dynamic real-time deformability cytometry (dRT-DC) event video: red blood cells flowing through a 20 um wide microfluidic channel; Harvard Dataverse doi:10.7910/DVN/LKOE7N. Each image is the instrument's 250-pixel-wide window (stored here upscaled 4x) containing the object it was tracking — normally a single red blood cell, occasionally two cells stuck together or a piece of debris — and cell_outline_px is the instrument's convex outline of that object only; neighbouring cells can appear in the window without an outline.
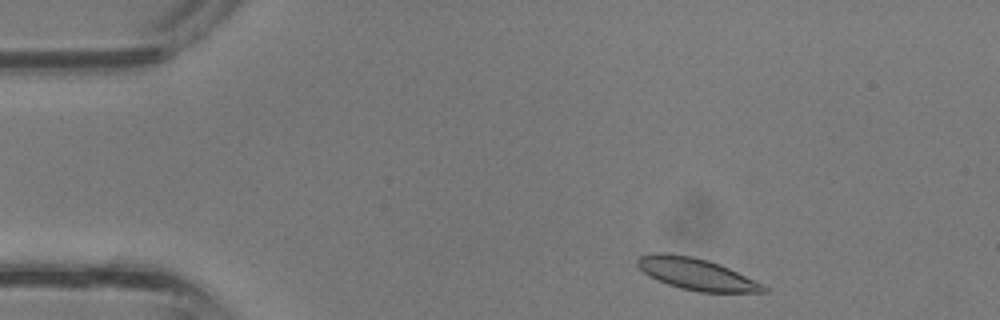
{"species": "common noctule bat (a hibernating species)", "species_latin": "Nyctalus noctula", "temperature_condition": "room temperature", "stored_images_in_passage": 35, "camera_frame_rate_fps": 3000, "um_per_image_px": 0.085, "animal": {"sex": "male", "body_mass_g": 13.3}, "frame": {"image": 1, "passage_image": 2, "time_ms": 0.333, "image_size_px": [1000, 320], "cell_outline_px": [[768, 292], [700, 292], [680, 288], [656, 280], [648, 276], [636, 264], [636, 260], [640, 256], [656, 252], [668, 252], [692, 256], [708, 260], [720, 264], [764, 284], [768, 288]], "centroid_in_image_um": [59.18, 23.28], "position_along_channel_um": 25.8, "area_um2": 23.47}}
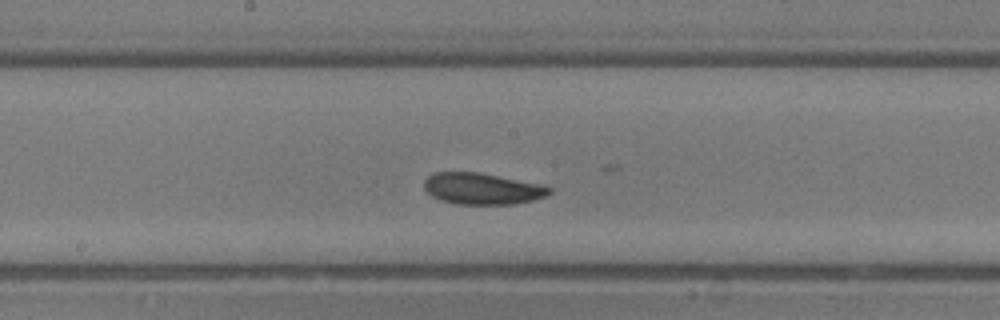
{"frame": {"image": 2, "passage_image": 16, "time_ms": 5.0, "image_size_px": [1000, 320], "cell_outline_px": [[552, 192], [544, 196], [532, 200], [512, 204], [456, 204], [440, 200], [432, 196], [424, 188], [424, 180], [432, 172], [480, 172], [540, 184], [552, 188]], "centroid_in_image_um": [40.95, 16.03], "position_along_channel_um": 207.2, "area_um2": 22.89}}
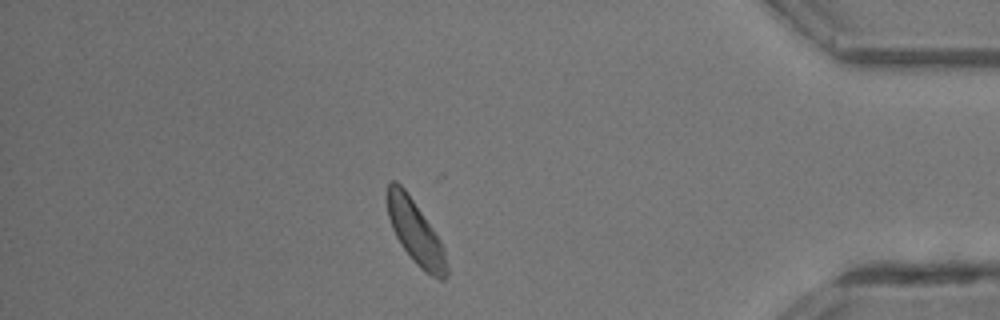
{"frame": {"image": 3, "passage_image": 29, "time_ms": 9.333, "image_size_px": [1000, 320], "cell_outline_px": [[448, 272], [444, 280], [440, 280], [424, 272], [412, 260], [400, 244], [392, 228], [388, 216], [384, 196], [388, 184], [392, 180], [396, 180], [404, 188], [432, 228], [440, 240], [444, 248], [448, 264]], "centroid_in_image_um": [35.29, 19.74], "position_along_channel_um": 399.9, "area_um2": 22.25}}